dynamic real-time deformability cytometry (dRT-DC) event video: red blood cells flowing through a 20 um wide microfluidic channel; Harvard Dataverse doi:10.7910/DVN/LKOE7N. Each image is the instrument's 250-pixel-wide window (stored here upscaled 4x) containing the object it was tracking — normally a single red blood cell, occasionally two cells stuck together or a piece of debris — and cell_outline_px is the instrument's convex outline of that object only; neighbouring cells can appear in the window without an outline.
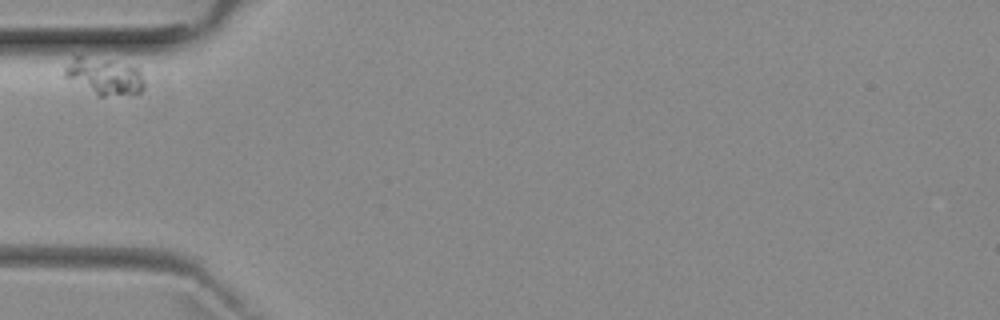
{"species": "common noctule bat (a hibernating species)", "species_latin": "Nyctalus noctula", "temperature_condition": "room temperature", "stored_images_in_passage": 1, "camera_frame_rate_fps": 3000, "um_per_image_px": 0.085, "animal": {"sex": "female", "body_mass_g": 29.2, "forearm_length_mm": 56.3}, "frame": {"image": 1, "passage_image": 1, "time_ms": 0.0, "image_size_px": [1000, 320], "cell_outline_px": [[144, 88], [140, 92], [104, 96], [96, 96], [64, 76], [64, 68], [72, 56], [80, 56], [112, 60], [136, 64], [140, 68], [144, 80]], "centroid_in_image_um": [8.89, 6.45], "position_along_channel_um": 76.1, "area_um2": 17.46}}